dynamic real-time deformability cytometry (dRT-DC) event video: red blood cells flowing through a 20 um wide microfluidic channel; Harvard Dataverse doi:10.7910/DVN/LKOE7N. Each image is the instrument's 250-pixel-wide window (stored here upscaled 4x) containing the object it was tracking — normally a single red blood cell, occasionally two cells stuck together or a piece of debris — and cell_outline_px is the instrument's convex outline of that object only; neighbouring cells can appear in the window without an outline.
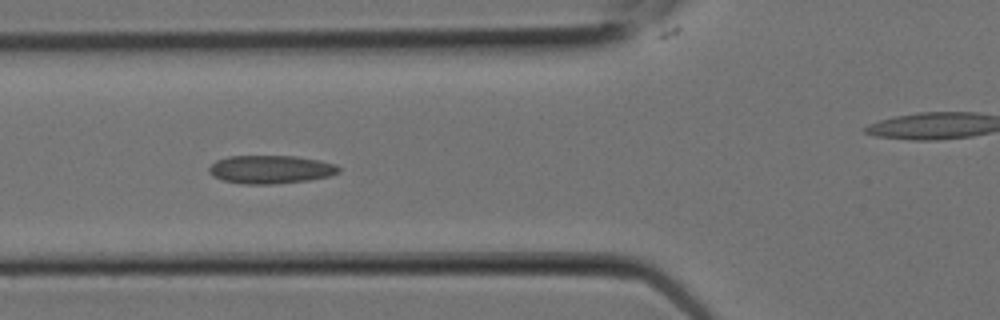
{"species": "Egyptian fruit bat (a non-hibernating species)", "species_latin": "Rousettus aegyptiacus", "temperature_condition": "room temperature", "stored_images_in_passage": 9, "segment_of_instrument_passage": [1, 2], "camera_frame_rate_fps": 3000, "um_per_image_px": 0.085, "animal": {"sex": "female"}, "frame": {"image": 1, "passage_image": 7, "time_ms": 2.0, "image_size_px": [1000, 320], "cell_outline_px": [[340, 172], [328, 176], [308, 180], [276, 184], [244, 184], [224, 180], [212, 176], [208, 172], [208, 168], [216, 160], [228, 156], [296, 156], [320, 160], [336, 164], [340, 168]], "centroid_in_image_um": [23.0, 14.4], "position_along_channel_um": 102.8, "area_um2": 21.44}}
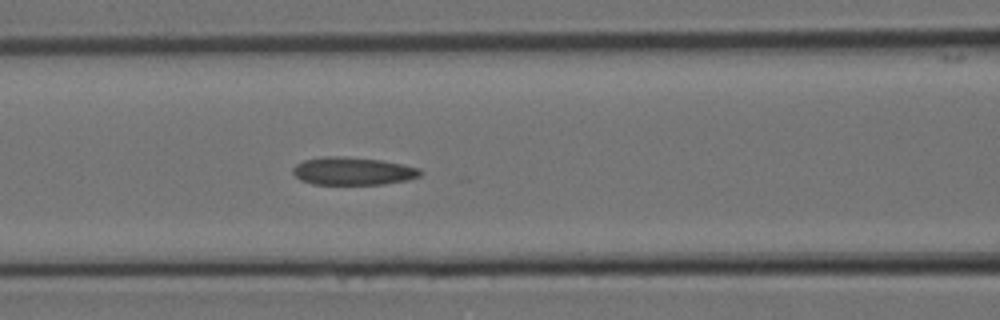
{"frame": {"image": 2, "passage_image": 8, "time_ms": 2.333, "image_size_px": [1000, 320], "cell_outline_px": [[420, 176], [408, 180], [384, 184], [312, 184], [300, 180], [292, 172], [292, 168], [296, 164], [304, 160], [320, 156], [340, 156], [380, 160], [404, 164], [420, 168]], "centroid_in_image_um": [29.97, 14.54], "position_along_channel_um": 136.6, "area_um2": 20.75}}